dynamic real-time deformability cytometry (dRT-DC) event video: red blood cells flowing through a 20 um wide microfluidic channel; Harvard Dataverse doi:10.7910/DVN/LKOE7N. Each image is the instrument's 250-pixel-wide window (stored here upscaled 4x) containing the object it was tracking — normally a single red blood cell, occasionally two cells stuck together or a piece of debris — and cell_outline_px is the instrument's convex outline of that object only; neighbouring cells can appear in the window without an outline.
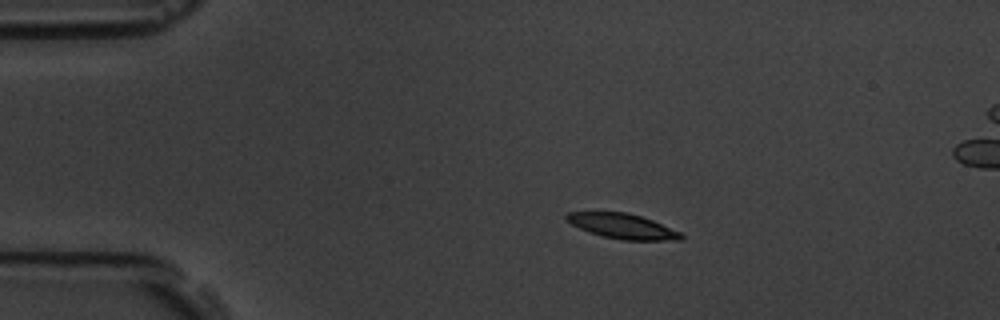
{"species": "common noctule bat (a hibernating species)", "species_latin": "Nyctalus noctula", "temperature_condition": "room temperature", "stored_images_in_passage": 5, "camera_frame_rate_fps": 3000, "um_per_image_px": 0.085, "animal": {"sex": "male", "body_mass_g": 19.5, "forearm_length_mm": 54.6}, "frame": {"image": 1, "passage_image": 3, "time_ms": 2.333, "image_size_px": [1000, 320], "cell_outline_px": [[684, 240], [620, 240], [588, 232], [564, 220], [564, 216], [568, 212], [628, 212], [652, 220], [680, 232], [684, 236]], "centroid_in_image_um": [52.9, 19.22], "position_along_channel_um": 32.1, "area_um2": 16.7}}